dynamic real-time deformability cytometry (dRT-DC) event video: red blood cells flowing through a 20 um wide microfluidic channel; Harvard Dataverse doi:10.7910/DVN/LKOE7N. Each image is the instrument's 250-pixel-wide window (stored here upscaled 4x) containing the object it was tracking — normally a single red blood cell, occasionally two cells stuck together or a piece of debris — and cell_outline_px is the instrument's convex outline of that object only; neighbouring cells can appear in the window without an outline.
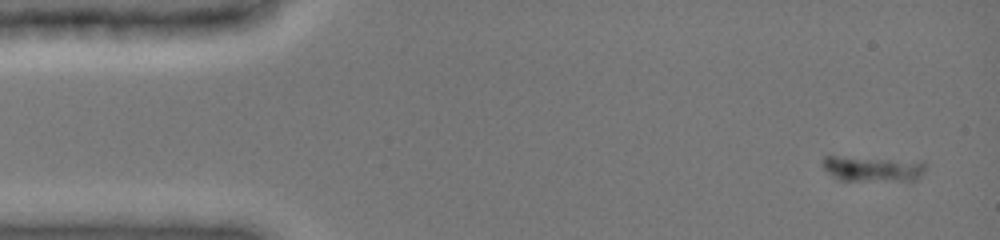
{"species": "common noctule bat (a hibernating species)", "species_latin": "Nyctalus noctula", "temperature_condition": "cold", "stored_images_in_passage": 41, "camera_frame_rate_fps": 3000, "um_per_image_px": 0.085, "animal": {"sex": "female", "body_mass_g": 19.0, "forearm_length_mm": 51.5}, "frame": {"image": 1, "passage_image": 1, "time_ms": 0.0, "image_size_px": [1000, 240], "cell_outline_px": [[924, 168], [912, 180], [844, 180], [836, 176], [824, 168], [824, 156], [832, 156], [924, 160]], "centroid_in_image_um": [74.21, 14.3], "position_along_channel_um": 10.8, "area_um2": 14.68}}
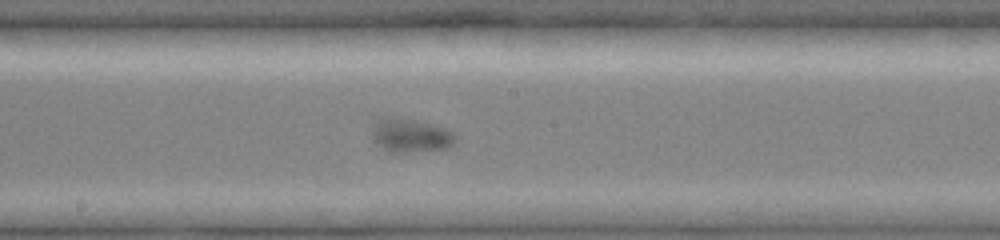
{"frame": {"image": 2, "passage_image": 18, "time_ms": 8.333, "image_size_px": [1000, 240], "cell_outline_px": [[452, 144], [444, 148], [404, 152], [392, 152], [384, 148], [372, 136], [372, 132], [376, 124], [384, 116], [388, 116], [412, 120], [444, 128], [452, 132]], "centroid_in_image_um": [34.85, 11.5], "position_along_channel_um": 213.3, "area_um2": 15.32}}
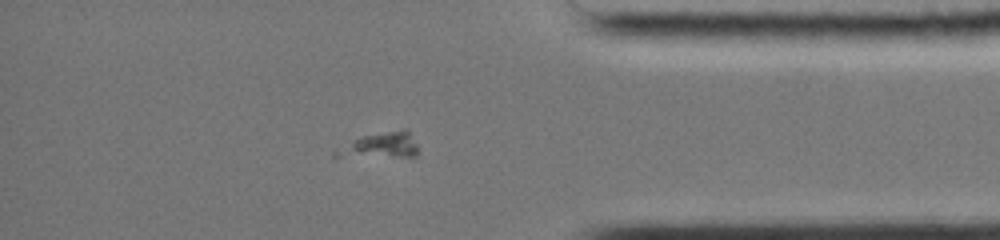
{"frame": {"image": 3, "passage_image": 36, "time_ms": 13.667, "image_size_px": [1000, 240], "cell_outline_px": [[416, 156], [332, 160], [332, 152], [336, 148], [364, 136], [404, 128], [408, 128], [416, 144]], "centroid_in_image_um": [32.18, 12.43], "position_along_channel_um": 403.0, "area_um2": 13.12}}